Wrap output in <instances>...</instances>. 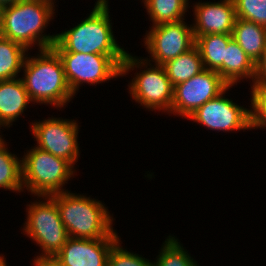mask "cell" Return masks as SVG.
I'll list each match as a JSON object with an SVG mask.
<instances>
[{"instance_id": "1", "label": "cell", "mask_w": 266, "mask_h": 266, "mask_svg": "<svg viewBox=\"0 0 266 266\" xmlns=\"http://www.w3.org/2000/svg\"><path fill=\"white\" fill-rule=\"evenodd\" d=\"M54 0H19L0 9L1 36L18 42L32 51L49 49L56 41V34H46L48 24L54 19Z\"/></svg>"}, {"instance_id": "2", "label": "cell", "mask_w": 266, "mask_h": 266, "mask_svg": "<svg viewBox=\"0 0 266 266\" xmlns=\"http://www.w3.org/2000/svg\"><path fill=\"white\" fill-rule=\"evenodd\" d=\"M24 61L22 81L34 105L66 107L74 95L65 78L62 61L52 49L38 50ZM36 103V104H35Z\"/></svg>"}, {"instance_id": "3", "label": "cell", "mask_w": 266, "mask_h": 266, "mask_svg": "<svg viewBox=\"0 0 266 266\" xmlns=\"http://www.w3.org/2000/svg\"><path fill=\"white\" fill-rule=\"evenodd\" d=\"M110 7L94 5L90 14L73 28L56 33L51 47L56 53L126 55L114 36Z\"/></svg>"}, {"instance_id": "4", "label": "cell", "mask_w": 266, "mask_h": 266, "mask_svg": "<svg viewBox=\"0 0 266 266\" xmlns=\"http://www.w3.org/2000/svg\"><path fill=\"white\" fill-rule=\"evenodd\" d=\"M71 238L98 239L118 236L113 228V214L102 201L71 191L50 196Z\"/></svg>"}, {"instance_id": "5", "label": "cell", "mask_w": 266, "mask_h": 266, "mask_svg": "<svg viewBox=\"0 0 266 266\" xmlns=\"http://www.w3.org/2000/svg\"><path fill=\"white\" fill-rule=\"evenodd\" d=\"M135 69H140V71H136L133 79L127 85L130 98L140 104L139 106H143L142 108H146L147 111L154 110L156 113L158 110L171 116L174 86L171 84L164 66L153 64L143 57L138 58V56L127 52L121 66V77Z\"/></svg>"}, {"instance_id": "6", "label": "cell", "mask_w": 266, "mask_h": 266, "mask_svg": "<svg viewBox=\"0 0 266 266\" xmlns=\"http://www.w3.org/2000/svg\"><path fill=\"white\" fill-rule=\"evenodd\" d=\"M22 157L23 189L33 196H51L69 190L63 187L76 176V168L69 161L36 146Z\"/></svg>"}, {"instance_id": "7", "label": "cell", "mask_w": 266, "mask_h": 266, "mask_svg": "<svg viewBox=\"0 0 266 266\" xmlns=\"http://www.w3.org/2000/svg\"><path fill=\"white\" fill-rule=\"evenodd\" d=\"M37 198L26 206L27 217L21 231L30 240L32 239V242L35 241L40 251L42 250L37 256H55L69 236L55 201L50 196H37Z\"/></svg>"}, {"instance_id": "8", "label": "cell", "mask_w": 266, "mask_h": 266, "mask_svg": "<svg viewBox=\"0 0 266 266\" xmlns=\"http://www.w3.org/2000/svg\"><path fill=\"white\" fill-rule=\"evenodd\" d=\"M65 78L73 95L84 83L102 84L121 77V66L126 55H100L84 53H57Z\"/></svg>"}, {"instance_id": "9", "label": "cell", "mask_w": 266, "mask_h": 266, "mask_svg": "<svg viewBox=\"0 0 266 266\" xmlns=\"http://www.w3.org/2000/svg\"><path fill=\"white\" fill-rule=\"evenodd\" d=\"M30 123V131L36 147L56 157L69 161L73 166L80 157L78 144L79 125L77 120L47 117Z\"/></svg>"}, {"instance_id": "10", "label": "cell", "mask_w": 266, "mask_h": 266, "mask_svg": "<svg viewBox=\"0 0 266 266\" xmlns=\"http://www.w3.org/2000/svg\"><path fill=\"white\" fill-rule=\"evenodd\" d=\"M143 37L149 54L144 59L156 65H163L195 46L192 25L184 20L151 26Z\"/></svg>"}, {"instance_id": "11", "label": "cell", "mask_w": 266, "mask_h": 266, "mask_svg": "<svg viewBox=\"0 0 266 266\" xmlns=\"http://www.w3.org/2000/svg\"><path fill=\"white\" fill-rule=\"evenodd\" d=\"M229 86L216 71L204 69L191 79L174 86L171 114L187 119L199 107L219 96Z\"/></svg>"}, {"instance_id": "12", "label": "cell", "mask_w": 266, "mask_h": 266, "mask_svg": "<svg viewBox=\"0 0 266 266\" xmlns=\"http://www.w3.org/2000/svg\"><path fill=\"white\" fill-rule=\"evenodd\" d=\"M233 86L199 107L187 120L196 122L208 130L230 132L251 130L250 108L236 104L225 97Z\"/></svg>"}, {"instance_id": "13", "label": "cell", "mask_w": 266, "mask_h": 266, "mask_svg": "<svg viewBox=\"0 0 266 266\" xmlns=\"http://www.w3.org/2000/svg\"><path fill=\"white\" fill-rule=\"evenodd\" d=\"M120 236L98 239L69 237L55 255L61 266H108V256Z\"/></svg>"}, {"instance_id": "14", "label": "cell", "mask_w": 266, "mask_h": 266, "mask_svg": "<svg viewBox=\"0 0 266 266\" xmlns=\"http://www.w3.org/2000/svg\"><path fill=\"white\" fill-rule=\"evenodd\" d=\"M192 28L194 36L206 34H232L236 17L233 0L193 3Z\"/></svg>"}, {"instance_id": "15", "label": "cell", "mask_w": 266, "mask_h": 266, "mask_svg": "<svg viewBox=\"0 0 266 266\" xmlns=\"http://www.w3.org/2000/svg\"><path fill=\"white\" fill-rule=\"evenodd\" d=\"M33 104L21 77L0 81V127L9 128Z\"/></svg>"}, {"instance_id": "16", "label": "cell", "mask_w": 266, "mask_h": 266, "mask_svg": "<svg viewBox=\"0 0 266 266\" xmlns=\"http://www.w3.org/2000/svg\"><path fill=\"white\" fill-rule=\"evenodd\" d=\"M256 74V64L243 51L239 44L232 38L225 49L223 60V79L230 85L235 86L246 79L253 84Z\"/></svg>"}, {"instance_id": "17", "label": "cell", "mask_w": 266, "mask_h": 266, "mask_svg": "<svg viewBox=\"0 0 266 266\" xmlns=\"http://www.w3.org/2000/svg\"><path fill=\"white\" fill-rule=\"evenodd\" d=\"M231 35L255 64L262 58L266 47V27L237 18Z\"/></svg>"}, {"instance_id": "18", "label": "cell", "mask_w": 266, "mask_h": 266, "mask_svg": "<svg viewBox=\"0 0 266 266\" xmlns=\"http://www.w3.org/2000/svg\"><path fill=\"white\" fill-rule=\"evenodd\" d=\"M195 46L198 48L204 69L216 71L223 78V60L225 49L232 39L229 34H206L194 36Z\"/></svg>"}, {"instance_id": "19", "label": "cell", "mask_w": 266, "mask_h": 266, "mask_svg": "<svg viewBox=\"0 0 266 266\" xmlns=\"http://www.w3.org/2000/svg\"><path fill=\"white\" fill-rule=\"evenodd\" d=\"M163 66L173 86L191 79L204 70L201 55L196 46L167 61Z\"/></svg>"}, {"instance_id": "20", "label": "cell", "mask_w": 266, "mask_h": 266, "mask_svg": "<svg viewBox=\"0 0 266 266\" xmlns=\"http://www.w3.org/2000/svg\"><path fill=\"white\" fill-rule=\"evenodd\" d=\"M143 4L152 26L186 20L190 9L186 0H144Z\"/></svg>"}, {"instance_id": "21", "label": "cell", "mask_w": 266, "mask_h": 266, "mask_svg": "<svg viewBox=\"0 0 266 266\" xmlns=\"http://www.w3.org/2000/svg\"><path fill=\"white\" fill-rule=\"evenodd\" d=\"M28 51L22 44L0 36V81L20 77Z\"/></svg>"}, {"instance_id": "22", "label": "cell", "mask_w": 266, "mask_h": 266, "mask_svg": "<svg viewBox=\"0 0 266 266\" xmlns=\"http://www.w3.org/2000/svg\"><path fill=\"white\" fill-rule=\"evenodd\" d=\"M7 146L5 140L0 144V189L21 193L24 191L22 158L11 153Z\"/></svg>"}, {"instance_id": "23", "label": "cell", "mask_w": 266, "mask_h": 266, "mask_svg": "<svg viewBox=\"0 0 266 266\" xmlns=\"http://www.w3.org/2000/svg\"><path fill=\"white\" fill-rule=\"evenodd\" d=\"M153 261L152 266H198V262L185 250L179 239L169 235Z\"/></svg>"}, {"instance_id": "24", "label": "cell", "mask_w": 266, "mask_h": 266, "mask_svg": "<svg viewBox=\"0 0 266 266\" xmlns=\"http://www.w3.org/2000/svg\"><path fill=\"white\" fill-rule=\"evenodd\" d=\"M236 17L266 27V0H233Z\"/></svg>"}, {"instance_id": "25", "label": "cell", "mask_w": 266, "mask_h": 266, "mask_svg": "<svg viewBox=\"0 0 266 266\" xmlns=\"http://www.w3.org/2000/svg\"><path fill=\"white\" fill-rule=\"evenodd\" d=\"M251 129H266V87L250 86Z\"/></svg>"}, {"instance_id": "26", "label": "cell", "mask_w": 266, "mask_h": 266, "mask_svg": "<svg viewBox=\"0 0 266 266\" xmlns=\"http://www.w3.org/2000/svg\"><path fill=\"white\" fill-rule=\"evenodd\" d=\"M121 239L112 247L108 256V266H152L153 261L128 251L121 246Z\"/></svg>"}, {"instance_id": "27", "label": "cell", "mask_w": 266, "mask_h": 266, "mask_svg": "<svg viewBox=\"0 0 266 266\" xmlns=\"http://www.w3.org/2000/svg\"><path fill=\"white\" fill-rule=\"evenodd\" d=\"M250 86H264L266 87V47L262 58L256 63V74L253 84Z\"/></svg>"}, {"instance_id": "28", "label": "cell", "mask_w": 266, "mask_h": 266, "mask_svg": "<svg viewBox=\"0 0 266 266\" xmlns=\"http://www.w3.org/2000/svg\"><path fill=\"white\" fill-rule=\"evenodd\" d=\"M32 266H61L55 256H34Z\"/></svg>"}, {"instance_id": "29", "label": "cell", "mask_w": 266, "mask_h": 266, "mask_svg": "<svg viewBox=\"0 0 266 266\" xmlns=\"http://www.w3.org/2000/svg\"><path fill=\"white\" fill-rule=\"evenodd\" d=\"M18 1L19 0H0V9L5 7V6L13 5L14 3H16Z\"/></svg>"}, {"instance_id": "30", "label": "cell", "mask_w": 266, "mask_h": 266, "mask_svg": "<svg viewBox=\"0 0 266 266\" xmlns=\"http://www.w3.org/2000/svg\"><path fill=\"white\" fill-rule=\"evenodd\" d=\"M0 266H7L6 258L4 254H1V253H0Z\"/></svg>"}, {"instance_id": "31", "label": "cell", "mask_w": 266, "mask_h": 266, "mask_svg": "<svg viewBox=\"0 0 266 266\" xmlns=\"http://www.w3.org/2000/svg\"><path fill=\"white\" fill-rule=\"evenodd\" d=\"M94 5H103L104 6V0H96Z\"/></svg>"}, {"instance_id": "32", "label": "cell", "mask_w": 266, "mask_h": 266, "mask_svg": "<svg viewBox=\"0 0 266 266\" xmlns=\"http://www.w3.org/2000/svg\"><path fill=\"white\" fill-rule=\"evenodd\" d=\"M143 1H144V0H142V2H143ZM104 6H108V7L110 6V5H109V0H104Z\"/></svg>"}, {"instance_id": "33", "label": "cell", "mask_w": 266, "mask_h": 266, "mask_svg": "<svg viewBox=\"0 0 266 266\" xmlns=\"http://www.w3.org/2000/svg\"><path fill=\"white\" fill-rule=\"evenodd\" d=\"M0 129H2L1 127H0ZM1 131V130H0ZM1 135H0V144L4 141V138H2L3 137V135H2V133H0Z\"/></svg>"}]
</instances>
